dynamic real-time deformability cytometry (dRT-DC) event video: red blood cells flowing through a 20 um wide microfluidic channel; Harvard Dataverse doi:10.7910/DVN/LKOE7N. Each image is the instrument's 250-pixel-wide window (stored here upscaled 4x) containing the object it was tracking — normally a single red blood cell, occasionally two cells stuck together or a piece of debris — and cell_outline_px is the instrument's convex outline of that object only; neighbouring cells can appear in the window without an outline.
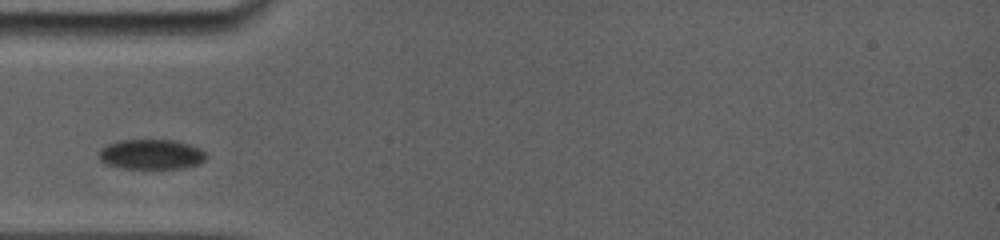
{"species": "common noctule bat (a hibernating species)", "species_latin": "Nyctalus noctula", "temperature_condition": "room temperature", "stored_images_in_passage": 27, "camera_frame_rate_fps": 5000, "um_per_image_px": 0.085, "animal": {"sex": "female", "body_mass_g": 19.0, "forearm_length_mm": 56.7}, "frame": {"image": 1, "passage_image": 1, "time_ms": 0.0, "image_size_px": [1000, 240], "cell_outline_px": [[208, 156], [200, 164], [184, 168], [124, 168], [108, 164], [100, 160], [100, 148], [116, 140], [176, 140], [200, 148]], "centroid_in_image_um": [12.89, 13.11], "position_along_channel_um": 72.1, "area_um2": 18.73}}
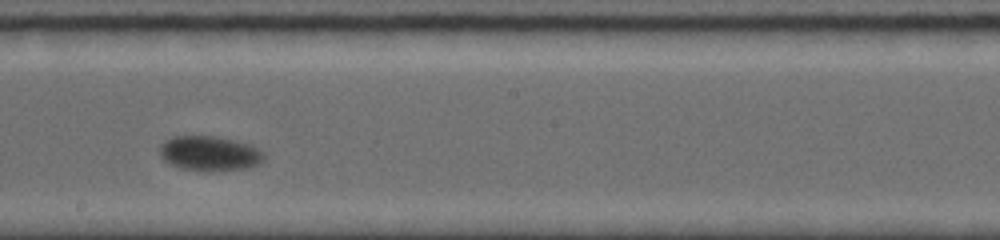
{"frame": {"image": 2, "passage_image": 11, "time_ms": 4.4, "image_size_px": [1000, 240], "cell_outline_px": [[264, 160], [248, 168], [212, 172], [208, 172], [184, 168], [172, 164], [164, 160], [160, 156], [160, 144], [164, 140], [176, 136], [216, 136], [236, 140], [252, 144], [264, 152]], "centroid_in_image_um": [17.85, 13.03], "position_along_channel_um": 230.4, "area_um2": 21.39}}
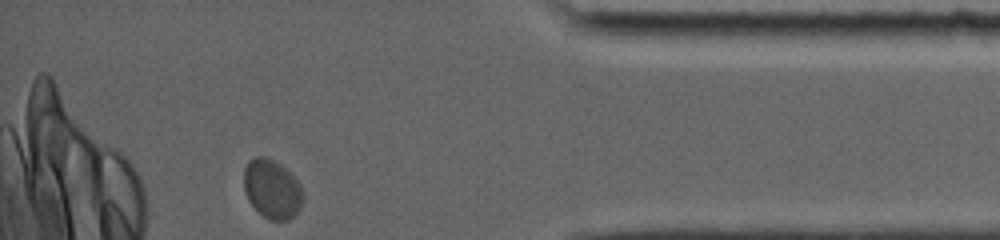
{"frame": {"image": 3, "passage_image": 27, "time_ms": 10.0, "image_size_px": [1000, 240], "cell_outline_px": [[304, 196], [300, 208], [288, 220], [272, 220], [264, 216], [248, 200], [244, 188], [244, 168], [248, 160], [256, 156], [264, 156], [280, 164], [300, 184], [304, 192]], "centroid_in_image_um": [23.12, 16.05], "position_along_channel_um": 412.1, "area_um2": 20.11}}